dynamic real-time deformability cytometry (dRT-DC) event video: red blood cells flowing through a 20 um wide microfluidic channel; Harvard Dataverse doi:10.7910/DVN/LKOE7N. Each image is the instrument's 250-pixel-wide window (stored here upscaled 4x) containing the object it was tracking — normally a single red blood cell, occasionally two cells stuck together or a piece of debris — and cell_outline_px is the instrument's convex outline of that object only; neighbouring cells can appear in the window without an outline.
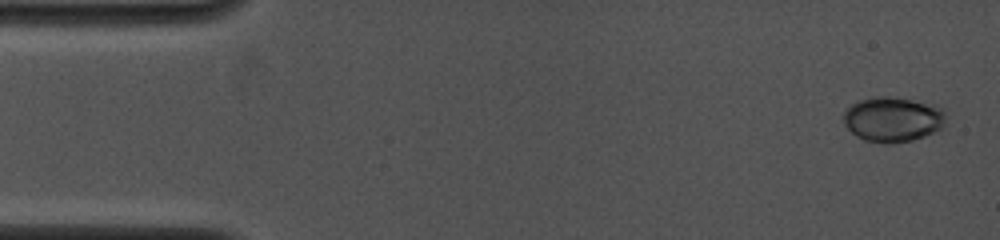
{"species": "common noctule bat (a hibernating species)", "species_latin": "Nyctalus noctula", "temperature_condition": "cold", "stored_images_in_passage": 55, "camera_frame_rate_fps": 4000, "um_per_image_px": 0.085, "animal": {"sex": "female", "body_mass_g": 19.0, "forearm_length_mm": 53.3}, "frame": {"image": 1, "passage_image": 1, "time_ms": 0.0, "image_size_px": [1000, 240], "cell_outline_px": [[944, 116], [940, 128], [924, 136], [912, 140], [892, 144], [888, 144], [864, 140], [856, 136], [844, 124], [844, 112], [856, 100], [872, 96], [888, 96], [936, 104], [944, 108]], "centroid_in_image_um": [75.85, 10.13], "position_along_channel_um": 9.1, "area_um2": 26.88}}
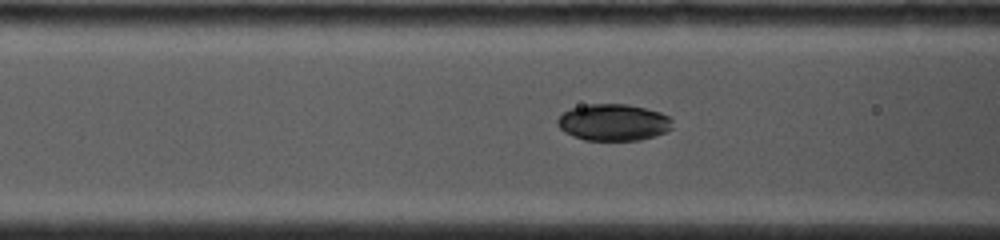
{"frame": {"image": 2, "passage_image": 22, "time_ms": 5.5, "image_size_px": [1000, 240], "cell_outline_px": [[672, 128], [656, 136], [640, 140], [584, 140], [564, 132], [556, 124], [556, 120], [564, 112], [572, 108], [588, 104], [628, 104], [660, 112], [668, 116], [672, 120]], "centroid_in_image_um": [52.14, 10.4], "position_along_channel_um": 114.5, "area_um2": 24.57}}
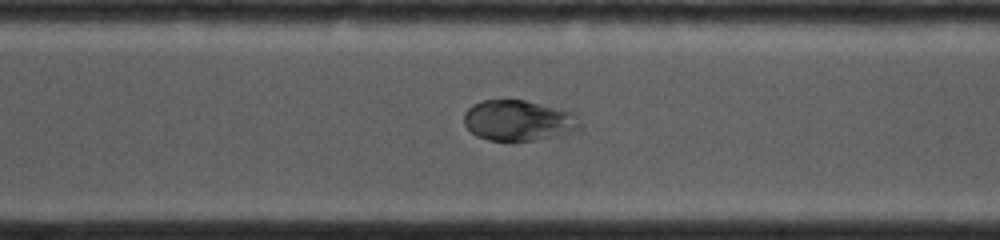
{"frame": {"image": 3, "passage_image": 42, "time_ms": 10.75, "image_size_px": [1000, 240], "cell_outline_px": [[584, 124], [576, 132], [564, 136], [512, 144], [488, 140], [476, 136], [464, 124], [464, 112], [472, 104], [484, 100], [524, 100], [580, 112]], "centroid_in_image_um": [44.21, 10.29], "position_along_channel_um": 326.4, "area_um2": 29.19}, "authors_computed_cell_mechanics": {"area_um2": 25.432, "velocity_mm_per_s": 4.0485, "shape_relaxation_time_tau1_ms": 1.7459, "shape_relaxation_time_tau2_ms": null, "deformation_change_tau1": 0.0577, "deformation_change_tau2": null}}